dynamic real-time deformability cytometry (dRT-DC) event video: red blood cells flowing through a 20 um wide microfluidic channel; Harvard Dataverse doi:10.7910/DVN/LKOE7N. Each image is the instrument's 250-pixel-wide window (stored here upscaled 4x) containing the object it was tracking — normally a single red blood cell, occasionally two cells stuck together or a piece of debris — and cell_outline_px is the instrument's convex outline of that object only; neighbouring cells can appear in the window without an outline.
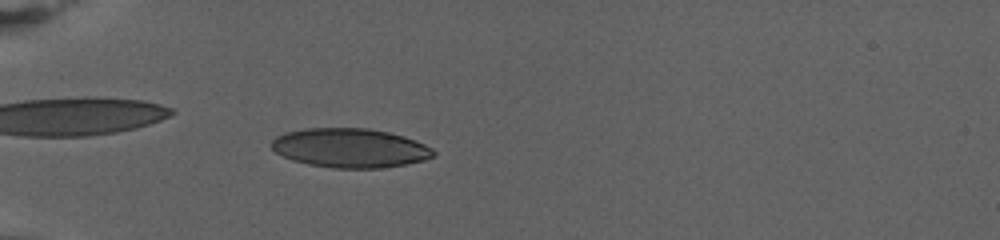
{"species": "human", "species_latin": "Homo sapiens", "temperature_condition": "warm", "stored_images_in_passage": 82, "camera_frame_rate_fps": 3000, "um_per_image_px": 0.085, "donor": {"sex": "female"}, "frame": {"image": 1, "passage_image": 27, "time_ms": 8.667, "image_size_px": [1000, 240], "cell_outline_px": [[436, 156], [424, 160], [404, 164], [380, 168], [332, 168], [308, 164], [292, 160], [276, 152], [272, 148], [272, 140], [276, 136], [284, 132], [304, 128], [368, 128], [388, 132], [404, 136], [424, 144], [432, 148], [436, 152]], "centroid_in_image_um": [29.75, 12.57], "position_along_channel_um": 55.2, "area_um2": 37.05}}
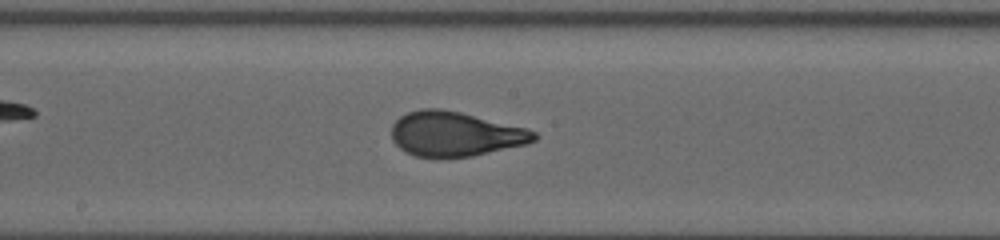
{"frame": {"image": 2, "passage_image": 47, "time_ms": 15.333, "image_size_px": [1000, 240], "cell_outline_px": [[540, 136], [536, 140], [528, 144], [472, 156], [416, 156], [404, 152], [392, 140], [392, 124], [400, 116], [408, 112], [420, 108], [440, 108], [460, 112], [528, 128], [536, 132]], "centroid_in_image_um": [38.72, 11.37], "position_along_channel_um": 209.5, "area_um2": 37.11}}
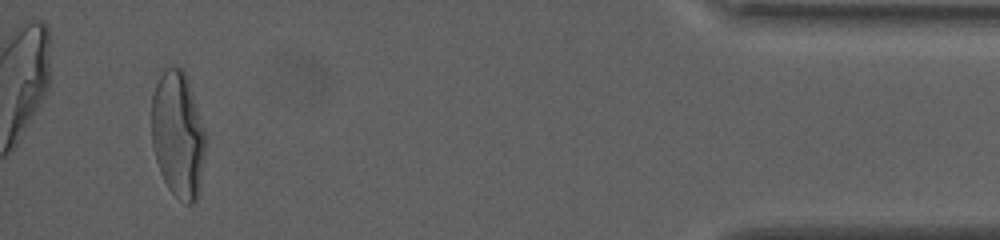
{"frame": {"image": 3, "passage_image": 78, "time_ms": 25.667, "image_size_px": [1000, 240], "cell_outline_px": [[208, 144], [200, 192], [196, 200], [192, 204], [184, 204], [168, 188], [160, 172], [152, 148], [152, 96], [156, 84], [164, 68], [172, 64], [180, 68], [184, 72], [188, 80], [208, 136]], "centroid_in_image_um": [15.17, 11.47], "position_along_channel_um": 420.0, "area_um2": 40.86}, "authors_computed_cell_mechanics": {"area_um2": 36.2984, "velocity_mm_per_s": 2.6217, "shape_relaxation_time_tau1_ms": 9.5349, "shape_relaxation_time_tau2_ms": null, "deformation_change_tau1": 0.2804, "deformation_change_tau2": null}}